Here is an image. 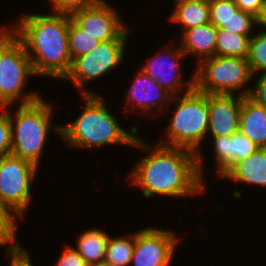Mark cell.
I'll return each instance as SVG.
<instances>
[{
  "label": "cell",
  "mask_w": 266,
  "mask_h": 266,
  "mask_svg": "<svg viewBox=\"0 0 266 266\" xmlns=\"http://www.w3.org/2000/svg\"><path fill=\"white\" fill-rule=\"evenodd\" d=\"M196 66L193 72L194 87L198 91L205 94L249 95L251 86L247 84L253 80V74L246 58L213 56L201 60Z\"/></svg>",
  "instance_id": "obj_7"
},
{
  "label": "cell",
  "mask_w": 266,
  "mask_h": 266,
  "mask_svg": "<svg viewBox=\"0 0 266 266\" xmlns=\"http://www.w3.org/2000/svg\"><path fill=\"white\" fill-rule=\"evenodd\" d=\"M20 216L0 199V245L20 243L17 236V220Z\"/></svg>",
  "instance_id": "obj_25"
},
{
  "label": "cell",
  "mask_w": 266,
  "mask_h": 266,
  "mask_svg": "<svg viewBox=\"0 0 266 266\" xmlns=\"http://www.w3.org/2000/svg\"><path fill=\"white\" fill-rule=\"evenodd\" d=\"M213 154L217 169L215 172L223 177L237 162L254 153L259 147L240 131L231 136L211 137ZM217 170V171H216Z\"/></svg>",
  "instance_id": "obj_15"
},
{
  "label": "cell",
  "mask_w": 266,
  "mask_h": 266,
  "mask_svg": "<svg viewBox=\"0 0 266 266\" xmlns=\"http://www.w3.org/2000/svg\"><path fill=\"white\" fill-rule=\"evenodd\" d=\"M235 4L244 12L252 14L254 17L258 14L260 6L264 0H234Z\"/></svg>",
  "instance_id": "obj_33"
},
{
  "label": "cell",
  "mask_w": 266,
  "mask_h": 266,
  "mask_svg": "<svg viewBox=\"0 0 266 266\" xmlns=\"http://www.w3.org/2000/svg\"><path fill=\"white\" fill-rule=\"evenodd\" d=\"M255 26L262 28V31H266V0L263 1L258 14L255 16Z\"/></svg>",
  "instance_id": "obj_34"
},
{
  "label": "cell",
  "mask_w": 266,
  "mask_h": 266,
  "mask_svg": "<svg viewBox=\"0 0 266 266\" xmlns=\"http://www.w3.org/2000/svg\"><path fill=\"white\" fill-rule=\"evenodd\" d=\"M85 101L81 114L72 122L61 125V138L67 146L77 149H93L107 145L132 147L139 128L126 130L110 112L100 95H81Z\"/></svg>",
  "instance_id": "obj_3"
},
{
  "label": "cell",
  "mask_w": 266,
  "mask_h": 266,
  "mask_svg": "<svg viewBox=\"0 0 266 266\" xmlns=\"http://www.w3.org/2000/svg\"><path fill=\"white\" fill-rule=\"evenodd\" d=\"M243 96L237 94H208L211 137L231 136L239 131Z\"/></svg>",
  "instance_id": "obj_13"
},
{
  "label": "cell",
  "mask_w": 266,
  "mask_h": 266,
  "mask_svg": "<svg viewBox=\"0 0 266 266\" xmlns=\"http://www.w3.org/2000/svg\"><path fill=\"white\" fill-rule=\"evenodd\" d=\"M16 108L13 114L10 106L3 108L11 121V154L30 161L39 168L50 130L53 129L54 133L61 136V125L53 124L52 121L55 108L43 97Z\"/></svg>",
  "instance_id": "obj_5"
},
{
  "label": "cell",
  "mask_w": 266,
  "mask_h": 266,
  "mask_svg": "<svg viewBox=\"0 0 266 266\" xmlns=\"http://www.w3.org/2000/svg\"><path fill=\"white\" fill-rule=\"evenodd\" d=\"M174 10L169 16L173 24H181V34L190 28L210 23L209 0H173Z\"/></svg>",
  "instance_id": "obj_19"
},
{
  "label": "cell",
  "mask_w": 266,
  "mask_h": 266,
  "mask_svg": "<svg viewBox=\"0 0 266 266\" xmlns=\"http://www.w3.org/2000/svg\"><path fill=\"white\" fill-rule=\"evenodd\" d=\"M239 131L259 148H266V108L243 96Z\"/></svg>",
  "instance_id": "obj_18"
},
{
  "label": "cell",
  "mask_w": 266,
  "mask_h": 266,
  "mask_svg": "<svg viewBox=\"0 0 266 266\" xmlns=\"http://www.w3.org/2000/svg\"><path fill=\"white\" fill-rule=\"evenodd\" d=\"M125 98L126 105L124 111L133 108L146 114L157 111L163 113L167 105H171L170 101L172 95L163 89L156 81L150 76L146 75L141 69L137 71L135 79L132 81L131 87L128 89V93ZM166 102V103H165ZM166 107L164 108L163 106ZM131 107V108H129ZM154 108L156 110H154ZM153 110V111H151Z\"/></svg>",
  "instance_id": "obj_14"
},
{
  "label": "cell",
  "mask_w": 266,
  "mask_h": 266,
  "mask_svg": "<svg viewBox=\"0 0 266 266\" xmlns=\"http://www.w3.org/2000/svg\"><path fill=\"white\" fill-rule=\"evenodd\" d=\"M255 26V17L239 9L224 23L221 29L239 35L252 36Z\"/></svg>",
  "instance_id": "obj_26"
},
{
  "label": "cell",
  "mask_w": 266,
  "mask_h": 266,
  "mask_svg": "<svg viewBox=\"0 0 266 266\" xmlns=\"http://www.w3.org/2000/svg\"><path fill=\"white\" fill-rule=\"evenodd\" d=\"M134 148L149 152L137 162L129 173L131 187L141 188L145 198L154 195L174 199L197 196L206 191L197 168V153L181 147L151 144L137 136Z\"/></svg>",
  "instance_id": "obj_1"
},
{
  "label": "cell",
  "mask_w": 266,
  "mask_h": 266,
  "mask_svg": "<svg viewBox=\"0 0 266 266\" xmlns=\"http://www.w3.org/2000/svg\"><path fill=\"white\" fill-rule=\"evenodd\" d=\"M22 243L0 245L5 247L6 256L9 257L8 266H33L30 253L21 245Z\"/></svg>",
  "instance_id": "obj_28"
},
{
  "label": "cell",
  "mask_w": 266,
  "mask_h": 266,
  "mask_svg": "<svg viewBox=\"0 0 266 266\" xmlns=\"http://www.w3.org/2000/svg\"><path fill=\"white\" fill-rule=\"evenodd\" d=\"M0 158L11 154L12 133L9 114L0 108Z\"/></svg>",
  "instance_id": "obj_30"
},
{
  "label": "cell",
  "mask_w": 266,
  "mask_h": 266,
  "mask_svg": "<svg viewBox=\"0 0 266 266\" xmlns=\"http://www.w3.org/2000/svg\"><path fill=\"white\" fill-rule=\"evenodd\" d=\"M216 35L217 28L211 23H207L185 30L180 34L179 45L186 56H195L198 63L203 59L214 56Z\"/></svg>",
  "instance_id": "obj_16"
},
{
  "label": "cell",
  "mask_w": 266,
  "mask_h": 266,
  "mask_svg": "<svg viewBox=\"0 0 266 266\" xmlns=\"http://www.w3.org/2000/svg\"><path fill=\"white\" fill-rule=\"evenodd\" d=\"M251 37L217 28L214 56L246 58Z\"/></svg>",
  "instance_id": "obj_21"
},
{
  "label": "cell",
  "mask_w": 266,
  "mask_h": 266,
  "mask_svg": "<svg viewBox=\"0 0 266 266\" xmlns=\"http://www.w3.org/2000/svg\"><path fill=\"white\" fill-rule=\"evenodd\" d=\"M174 234L156 226L136 231L130 266H169L180 241Z\"/></svg>",
  "instance_id": "obj_12"
},
{
  "label": "cell",
  "mask_w": 266,
  "mask_h": 266,
  "mask_svg": "<svg viewBox=\"0 0 266 266\" xmlns=\"http://www.w3.org/2000/svg\"><path fill=\"white\" fill-rule=\"evenodd\" d=\"M77 238V247L74 249L90 266L103 262L106 255V247L109 240V233L100 228H89L85 232L80 233Z\"/></svg>",
  "instance_id": "obj_20"
},
{
  "label": "cell",
  "mask_w": 266,
  "mask_h": 266,
  "mask_svg": "<svg viewBox=\"0 0 266 266\" xmlns=\"http://www.w3.org/2000/svg\"><path fill=\"white\" fill-rule=\"evenodd\" d=\"M210 23L221 28L239 10L234 0H209Z\"/></svg>",
  "instance_id": "obj_27"
},
{
  "label": "cell",
  "mask_w": 266,
  "mask_h": 266,
  "mask_svg": "<svg viewBox=\"0 0 266 266\" xmlns=\"http://www.w3.org/2000/svg\"><path fill=\"white\" fill-rule=\"evenodd\" d=\"M184 55L186 57L180 45L173 43L171 47L166 46L162 51H157L156 55L154 53V56H149L144 65L138 69L150 76L172 96H177L194 88V74L190 77L191 80L182 79L180 59L185 58Z\"/></svg>",
  "instance_id": "obj_11"
},
{
  "label": "cell",
  "mask_w": 266,
  "mask_h": 266,
  "mask_svg": "<svg viewBox=\"0 0 266 266\" xmlns=\"http://www.w3.org/2000/svg\"><path fill=\"white\" fill-rule=\"evenodd\" d=\"M222 178L266 188V148H258L254 153L237 162Z\"/></svg>",
  "instance_id": "obj_17"
},
{
  "label": "cell",
  "mask_w": 266,
  "mask_h": 266,
  "mask_svg": "<svg viewBox=\"0 0 266 266\" xmlns=\"http://www.w3.org/2000/svg\"><path fill=\"white\" fill-rule=\"evenodd\" d=\"M253 78L257 79L253 81V84L255 85L252 84L248 97L258 105L266 108V74L255 77L253 76Z\"/></svg>",
  "instance_id": "obj_32"
},
{
  "label": "cell",
  "mask_w": 266,
  "mask_h": 266,
  "mask_svg": "<svg viewBox=\"0 0 266 266\" xmlns=\"http://www.w3.org/2000/svg\"><path fill=\"white\" fill-rule=\"evenodd\" d=\"M35 76L23 43L10 27H0V108L30 104L42 97L38 92H24L29 77ZM24 89V90H23Z\"/></svg>",
  "instance_id": "obj_6"
},
{
  "label": "cell",
  "mask_w": 266,
  "mask_h": 266,
  "mask_svg": "<svg viewBox=\"0 0 266 266\" xmlns=\"http://www.w3.org/2000/svg\"><path fill=\"white\" fill-rule=\"evenodd\" d=\"M90 266H113V265H111L110 263H107V262L103 261V262H99L97 264H93V265H90Z\"/></svg>",
  "instance_id": "obj_35"
},
{
  "label": "cell",
  "mask_w": 266,
  "mask_h": 266,
  "mask_svg": "<svg viewBox=\"0 0 266 266\" xmlns=\"http://www.w3.org/2000/svg\"><path fill=\"white\" fill-rule=\"evenodd\" d=\"M64 246L55 266H88L72 245L64 244Z\"/></svg>",
  "instance_id": "obj_31"
},
{
  "label": "cell",
  "mask_w": 266,
  "mask_h": 266,
  "mask_svg": "<svg viewBox=\"0 0 266 266\" xmlns=\"http://www.w3.org/2000/svg\"><path fill=\"white\" fill-rule=\"evenodd\" d=\"M18 19L10 30L23 43L35 76L63 80L72 64L68 48L69 14L27 13Z\"/></svg>",
  "instance_id": "obj_2"
},
{
  "label": "cell",
  "mask_w": 266,
  "mask_h": 266,
  "mask_svg": "<svg viewBox=\"0 0 266 266\" xmlns=\"http://www.w3.org/2000/svg\"><path fill=\"white\" fill-rule=\"evenodd\" d=\"M101 0H48L51 13L71 14Z\"/></svg>",
  "instance_id": "obj_29"
},
{
  "label": "cell",
  "mask_w": 266,
  "mask_h": 266,
  "mask_svg": "<svg viewBox=\"0 0 266 266\" xmlns=\"http://www.w3.org/2000/svg\"><path fill=\"white\" fill-rule=\"evenodd\" d=\"M38 169L32 162L13 154L0 158V199L22 220L32 202L31 184L35 181Z\"/></svg>",
  "instance_id": "obj_9"
},
{
  "label": "cell",
  "mask_w": 266,
  "mask_h": 266,
  "mask_svg": "<svg viewBox=\"0 0 266 266\" xmlns=\"http://www.w3.org/2000/svg\"><path fill=\"white\" fill-rule=\"evenodd\" d=\"M99 43V40L78 27L71 20L69 15L68 48L72 60L80 55H85L90 52Z\"/></svg>",
  "instance_id": "obj_23"
},
{
  "label": "cell",
  "mask_w": 266,
  "mask_h": 266,
  "mask_svg": "<svg viewBox=\"0 0 266 266\" xmlns=\"http://www.w3.org/2000/svg\"><path fill=\"white\" fill-rule=\"evenodd\" d=\"M128 40L113 39L100 42L90 52L74 58L70 71L63 81H71L80 92V96L97 95L96 92L88 90L86 84L108 75L113 69L121 65L125 58Z\"/></svg>",
  "instance_id": "obj_8"
},
{
  "label": "cell",
  "mask_w": 266,
  "mask_h": 266,
  "mask_svg": "<svg viewBox=\"0 0 266 266\" xmlns=\"http://www.w3.org/2000/svg\"><path fill=\"white\" fill-rule=\"evenodd\" d=\"M177 101V102H176ZM171 104L175 107L170 123L167 126L166 139L158 143L169 147L187 148L197 153V168L202 180L204 172H210L203 165L201 144L208 136L209 111L208 94L198 91L195 87L190 91L172 96ZM204 167V168H202ZM206 170V171H205Z\"/></svg>",
  "instance_id": "obj_4"
},
{
  "label": "cell",
  "mask_w": 266,
  "mask_h": 266,
  "mask_svg": "<svg viewBox=\"0 0 266 266\" xmlns=\"http://www.w3.org/2000/svg\"><path fill=\"white\" fill-rule=\"evenodd\" d=\"M119 10L113 8L107 0H101L70 14L71 20L87 34L100 42L113 39H128L130 29L125 26Z\"/></svg>",
  "instance_id": "obj_10"
},
{
  "label": "cell",
  "mask_w": 266,
  "mask_h": 266,
  "mask_svg": "<svg viewBox=\"0 0 266 266\" xmlns=\"http://www.w3.org/2000/svg\"><path fill=\"white\" fill-rule=\"evenodd\" d=\"M134 246L135 232L115 238L110 235L104 261L113 266H130Z\"/></svg>",
  "instance_id": "obj_22"
},
{
  "label": "cell",
  "mask_w": 266,
  "mask_h": 266,
  "mask_svg": "<svg viewBox=\"0 0 266 266\" xmlns=\"http://www.w3.org/2000/svg\"><path fill=\"white\" fill-rule=\"evenodd\" d=\"M257 33L250 38L246 57L253 76L266 74V31Z\"/></svg>",
  "instance_id": "obj_24"
}]
</instances>
